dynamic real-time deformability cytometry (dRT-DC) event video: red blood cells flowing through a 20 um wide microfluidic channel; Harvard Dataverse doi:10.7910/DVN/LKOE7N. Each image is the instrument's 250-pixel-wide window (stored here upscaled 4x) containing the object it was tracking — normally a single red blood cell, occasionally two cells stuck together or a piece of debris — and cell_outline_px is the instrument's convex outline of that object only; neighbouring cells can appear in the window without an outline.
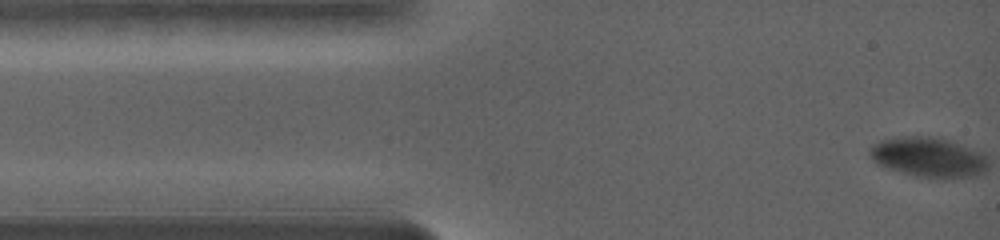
{"species": "common noctule bat (a hibernating species)", "species_latin": "Nyctalus noctula", "temperature_condition": "warm", "stored_images_in_passage": 85, "camera_frame_rate_fps": 5000, "um_per_image_px": 0.085, "animal": {"sex": "female", "body_mass_g": 19.0, "forearm_length_mm": 56.7}, "frame": {"image": 1, "passage_image": 1, "time_ms": 0.0, "image_size_px": [1000, 240], "cell_outline_px": [[984, 164], [972, 172], [956, 176], [932, 176], [912, 172], [896, 168], [884, 164], [872, 156], [872, 148], [880, 140], [892, 136], [944, 136], [984, 156]], "centroid_in_image_um": [78.84, 13.22], "position_along_channel_um": 6.2, "area_um2": 24.68}}
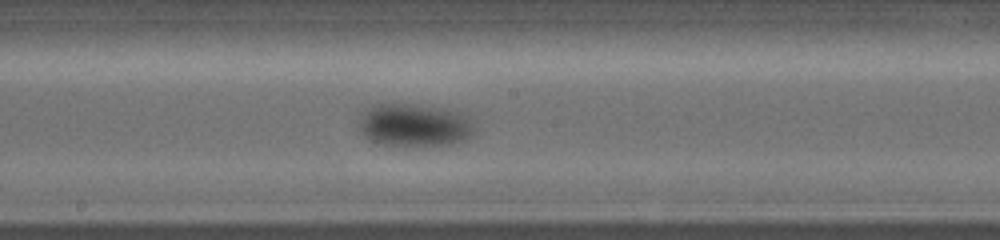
{"frame": {"image": 2, "passage_image": 36, "time_ms": 8.0, "image_size_px": [1000, 240], "cell_outline_px": [[460, 136], [456, 140], [448, 144], [376, 144], [368, 140], [364, 136], [364, 120], [372, 112], [380, 108], [408, 108], [440, 112], [456, 120], [460, 124]], "centroid_in_image_um": [34.88, 10.8], "position_along_channel_um": 213.3, "area_um2": 22.02}}
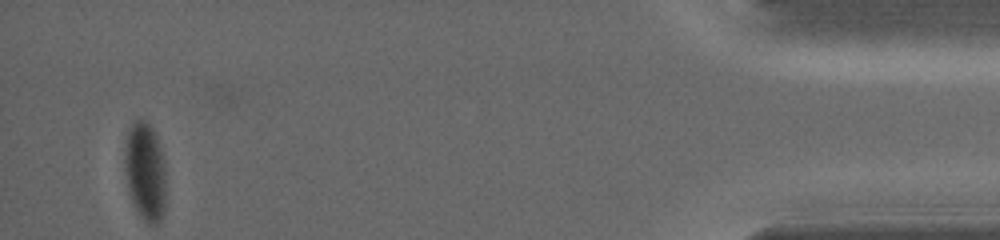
{"frame": {"image": 3, "passage_image": 85, "time_ms": 17.0, "image_size_px": [1000, 240], "cell_outline_px": [[164, 212], [160, 224], [148, 224], [140, 216], [132, 200], [128, 188], [124, 160], [128, 136], [136, 120], [140, 120], [148, 124], [156, 140], [160, 152], [164, 176]], "centroid_in_image_um": [12.33, 14.72], "position_along_channel_um": 422.9, "area_um2": 22.31}, "authors_computed_cell_mechanics": {"area_um2": 22.7154, "velocity_mm_per_s": 3.5302, "shape_relaxation_time_tau1_ms": 1.879, "shape_relaxation_time_tau2_ms": null, "deformation_change_tau1": 0.0872, "deformation_change_tau2": null}}